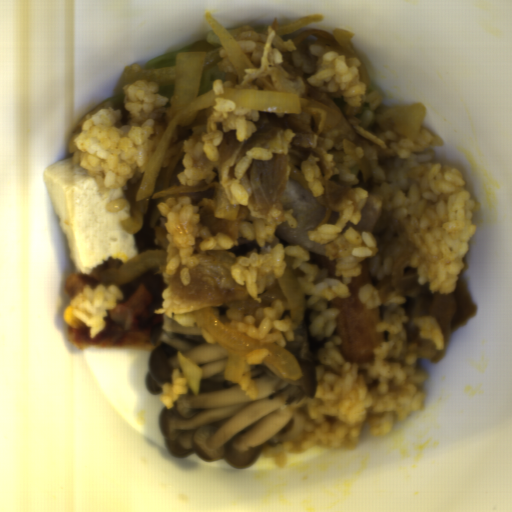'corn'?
Masks as SVG:
<instances>
[{
    "label": "corn",
    "mask_w": 512,
    "mask_h": 512,
    "mask_svg": "<svg viewBox=\"0 0 512 512\" xmlns=\"http://www.w3.org/2000/svg\"><path fill=\"white\" fill-rule=\"evenodd\" d=\"M63 317H64V320L65 322L70 326V327H75L76 329L77 328H83L84 327V323L77 317V315L74 313V310L72 308V306H67L64 314H63Z\"/></svg>",
    "instance_id": "51d56268"
}]
</instances>
